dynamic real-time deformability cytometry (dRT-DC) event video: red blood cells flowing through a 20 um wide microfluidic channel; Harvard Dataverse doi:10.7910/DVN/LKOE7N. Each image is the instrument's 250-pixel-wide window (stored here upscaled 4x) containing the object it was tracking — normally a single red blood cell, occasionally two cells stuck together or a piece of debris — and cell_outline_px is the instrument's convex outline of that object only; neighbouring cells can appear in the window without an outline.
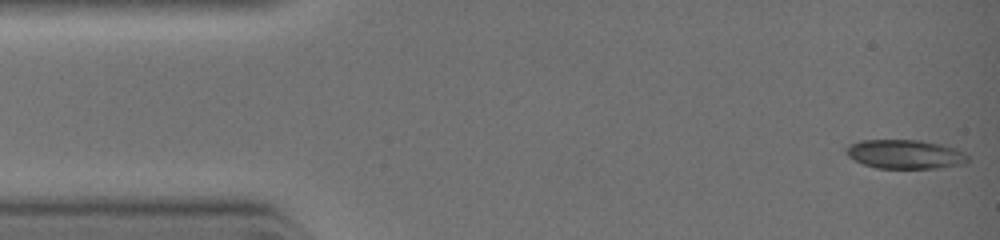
{"species": "common noctule bat (a hibernating species)", "species_latin": "Nyctalus noctula", "temperature_condition": "warm", "stored_images_in_passage": 23, "camera_frame_rate_fps": 3000, "um_per_image_px": 0.085, "animal": {"sex": "female", "body_mass_g": 19.0, "forearm_length_mm": 51.5}, "frame": {"image": 1, "passage_image": 1, "time_ms": 0.0, "image_size_px": [1000, 240], "cell_outline_px": [[968, 160], [956, 164], [932, 168], [880, 168], [864, 164], [848, 156], [848, 148], [852, 144], [860, 140], [920, 140], [940, 144], [952, 148], [968, 156]], "centroid_in_image_um": [76.89, 13.1], "position_along_channel_um": 8.1, "area_um2": 19.77}}
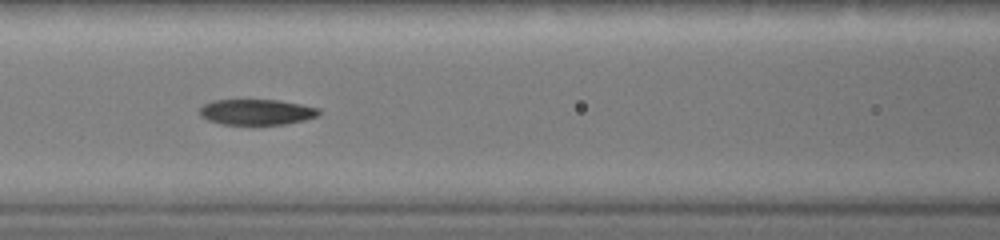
{"frame": {"image": 2, "passage_image": 18, "time_ms": 4.333, "image_size_px": [1000, 240], "cell_outline_px": [[320, 112], [316, 116], [304, 120], [284, 124], [224, 124], [208, 120], [200, 116], [200, 108], [204, 104], [212, 100], [276, 100], [300, 104], [320, 108]], "centroid_in_image_um": [21.8, 9.51], "position_along_channel_um": 144.8, "area_um2": 17.63}}
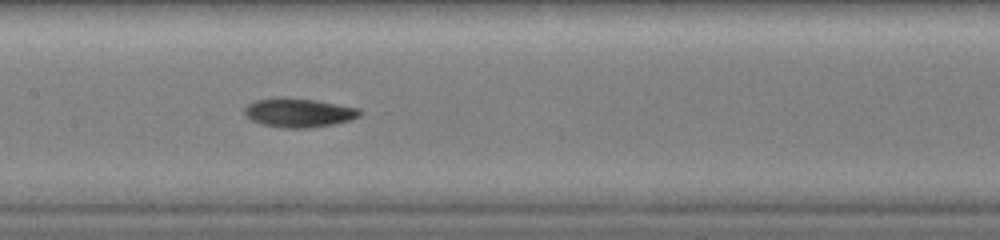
{"frame": {"image": 3, "passage_image": 22, "time_ms": 5.0, "image_size_px": [1000, 240], "cell_outline_px": [[360, 116], [348, 120], [332, 124], [308, 128], [280, 128], [260, 124], [252, 120], [244, 112], [244, 108], [248, 104], [256, 100], [316, 100], [360, 108]], "centroid_in_image_um": [25.42, 9.62], "position_along_channel_um": 182.0, "area_um2": 18.67}}